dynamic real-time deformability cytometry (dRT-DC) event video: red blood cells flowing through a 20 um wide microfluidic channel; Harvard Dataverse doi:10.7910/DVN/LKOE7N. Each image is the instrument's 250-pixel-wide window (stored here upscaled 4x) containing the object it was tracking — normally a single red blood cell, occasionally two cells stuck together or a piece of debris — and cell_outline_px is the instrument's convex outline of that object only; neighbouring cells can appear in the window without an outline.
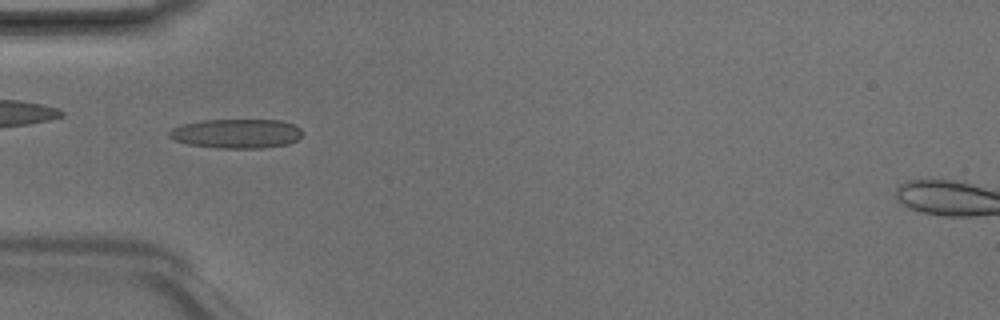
{"species": "Egyptian fruit bat (a non-hibernating species)", "species_latin": "Rousettus aegyptiacus", "temperature_condition": "room temperature", "stored_images_in_passage": 4, "camera_frame_rate_fps": 3000, "um_per_image_px": 0.085, "animal": {"sex": "male"}, "frame": {"image": 1, "passage_image": 2, "time_ms": 0.333, "image_size_px": [1000, 320], "cell_outline_px": [[300, 136], [296, 140], [288, 144], [264, 148], [216, 148], [188, 144], [176, 140], [168, 136], [168, 132], [172, 128], [184, 124], [204, 120], [280, 120], [292, 124], [300, 128]], "centroid_in_image_um": [20.09, 11.36], "position_along_channel_um": 64.9, "area_um2": 22.6}}